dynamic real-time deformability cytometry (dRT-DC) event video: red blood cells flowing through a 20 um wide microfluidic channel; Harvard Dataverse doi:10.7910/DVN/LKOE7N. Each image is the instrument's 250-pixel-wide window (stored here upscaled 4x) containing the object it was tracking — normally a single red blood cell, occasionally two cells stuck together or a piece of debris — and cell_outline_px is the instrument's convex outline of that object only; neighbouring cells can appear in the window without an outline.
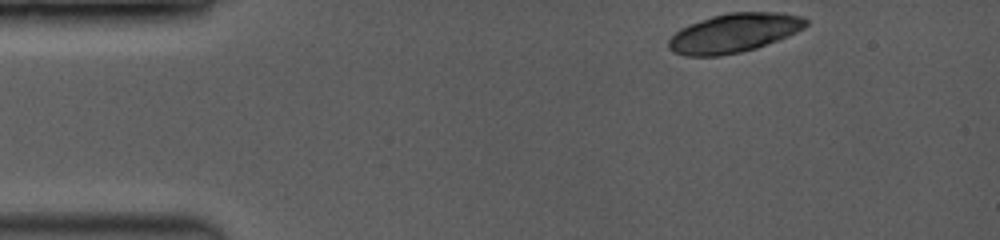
{"species": "common noctule bat (a hibernating species)", "species_latin": "Nyctalus noctula", "temperature_condition": "room temperature", "stored_images_in_passage": 8, "camera_frame_rate_fps": 3500, "um_per_image_px": 0.085, "animal": {"sex": "female", "body_mass_g": 19.0, "forearm_length_mm": 53.3}, "frame": {"image": 1, "passage_image": 1, "time_ms": 0.0, "image_size_px": [1000, 240], "cell_outline_px": [[808, 24], [804, 28], [788, 36], [756, 48], [740, 52], [720, 56], [684, 56], [672, 52], [668, 48], [668, 40], [680, 28], [712, 16], [728, 12], [780, 12], [800, 16], [808, 20]], "centroid_in_image_um": [62.38, 2.81], "position_along_channel_um": 22.6, "area_um2": 31.21}}